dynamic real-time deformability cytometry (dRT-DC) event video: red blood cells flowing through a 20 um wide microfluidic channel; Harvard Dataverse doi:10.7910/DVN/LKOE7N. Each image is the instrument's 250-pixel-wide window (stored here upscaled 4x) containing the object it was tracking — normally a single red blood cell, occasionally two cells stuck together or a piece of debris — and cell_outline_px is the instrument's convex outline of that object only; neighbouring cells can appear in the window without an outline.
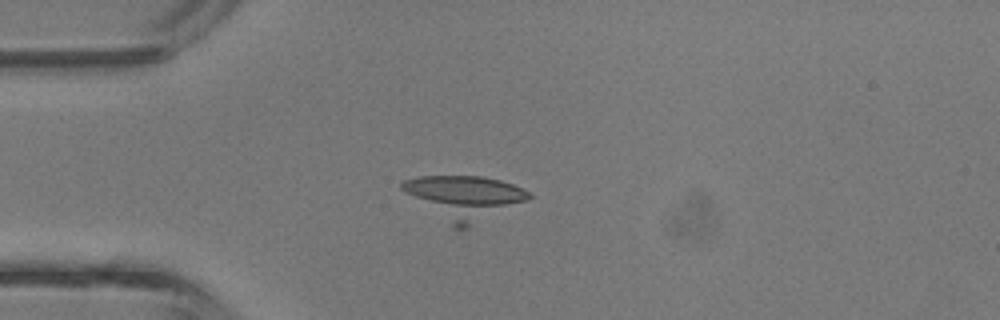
{"species": "common noctule bat (a hibernating species)", "species_latin": "Nyctalus noctula", "temperature_condition": "room temperature", "stored_images_in_passage": 28, "camera_frame_rate_fps": 3000, "um_per_image_px": 0.085, "animal": {"sex": "male", "body_mass_g": 13.3}, "frame": {"image": 1, "passage_image": 10, "time_ms": 3.0, "image_size_px": [1000, 320], "cell_outline_px": [[532, 196], [528, 200], [468, 228], [452, 228], [404, 192], [400, 188], [400, 184], [404, 180], [420, 176], [484, 176], [500, 180], [512, 184], [528, 192]], "centroid_in_image_um": [39.44, 16.8], "position_along_channel_um": 45.6, "area_um2": 32.25}}
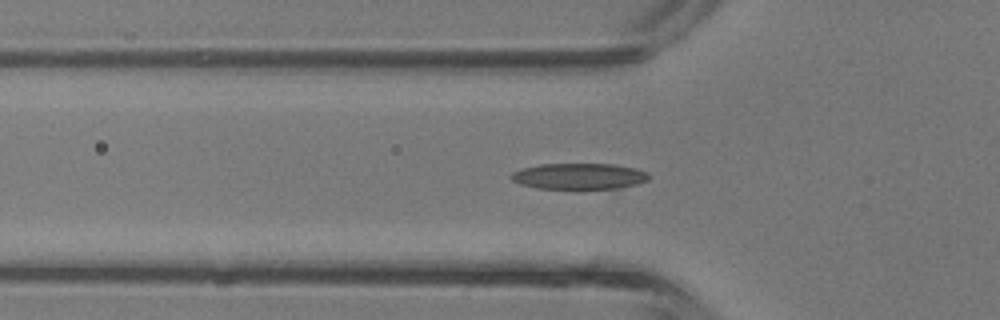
{"frame": {"image": 2, "passage_image": 13, "time_ms": 4.0, "image_size_px": [1000, 320], "cell_outline_px": [[652, 176], [648, 180], [636, 184], [620, 188], [536, 188], [520, 184], [512, 180], [508, 176], [512, 172], [520, 168], [540, 164], [612, 164], [632, 168], [648, 172]], "centroid_in_image_um": [49.19, 14.97], "position_along_channel_um": 76.6, "area_um2": 20.87}}
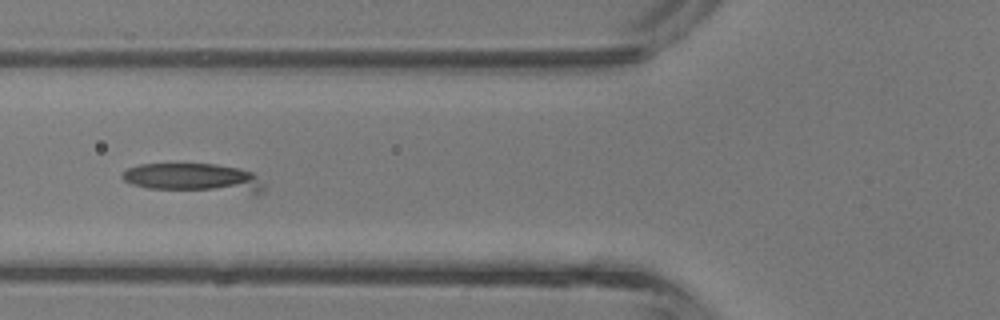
{"frame": {"image": 3, "passage_image": 15, "time_ms": 4.667, "image_size_px": [1000, 320], "cell_outline_px": [[264, 192], [256, 196], [252, 196], [148, 188], [132, 184], [124, 180], [120, 176], [128, 168], [140, 164], [216, 164], [236, 168], [252, 172], [264, 184]], "centroid_in_image_um": [16.6, 15.18], "position_along_channel_um": 109.2, "area_um2": 24.85}}